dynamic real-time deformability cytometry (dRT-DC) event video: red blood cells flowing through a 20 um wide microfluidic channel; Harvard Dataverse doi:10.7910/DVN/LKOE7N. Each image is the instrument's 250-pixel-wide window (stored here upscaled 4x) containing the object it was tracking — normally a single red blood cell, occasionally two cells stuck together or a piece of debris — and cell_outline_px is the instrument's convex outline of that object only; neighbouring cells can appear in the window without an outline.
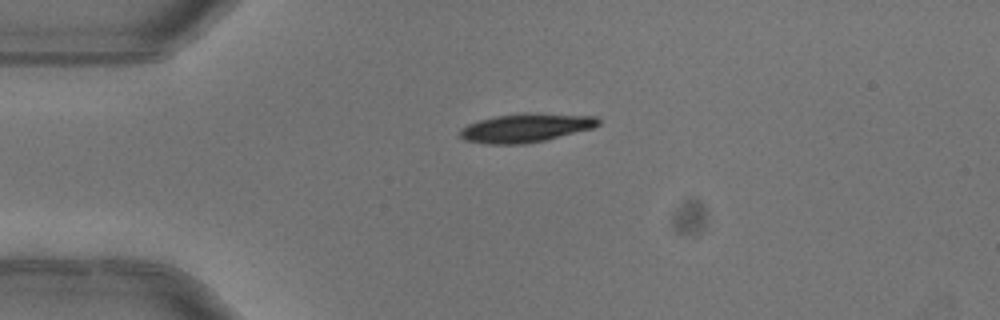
{"species": "common noctule bat (a hibernating species)", "species_latin": "Nyctalus noctula", "temperature_condition": "warm", "stored_images_in_passage": 2, "camera_frame_rate_fps": 3000, "um_per_image_px": 0.085, "animal": {"sex": "female"}, "frame": {"image": 1, "passage_image": 1, "time_ms": 0.0, "image_size_px": [1000, 320], "cell_outline_px": [[600, 124], [592, 128], [544, 140], [524, 144], [484, 144], [464, 140], [460, 136], [460, 128], [468, 124], [480, 120], [496, 116], [524, 112], [596, 116], [600, 120]], "centroid_in_image_um": [44.67, 10.86], "position_along_channel_um": 40.3, "area_um2": 23.12}}